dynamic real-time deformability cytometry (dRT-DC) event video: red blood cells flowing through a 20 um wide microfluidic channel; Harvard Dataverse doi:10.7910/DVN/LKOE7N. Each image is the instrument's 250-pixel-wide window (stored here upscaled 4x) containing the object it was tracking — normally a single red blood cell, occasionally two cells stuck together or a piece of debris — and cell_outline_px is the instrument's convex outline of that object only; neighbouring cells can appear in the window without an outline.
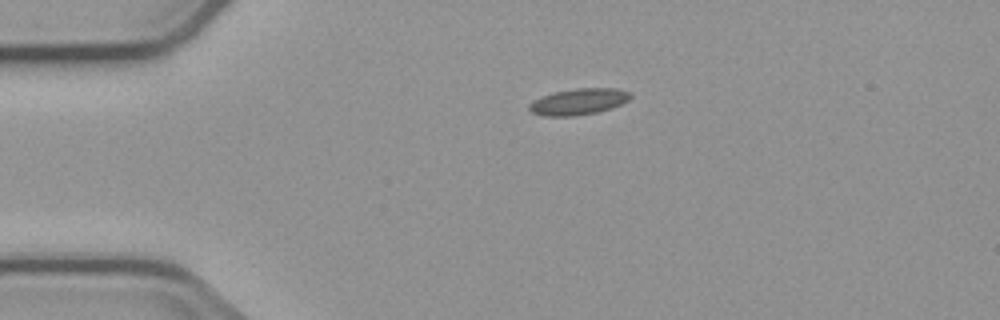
{"species": "common noctule bat (a hibernating species)", "species_latin": "Nyctalus noctula", "temperature_condition": "cold", "stored_images_in_passage": 2, "camera_frame_rate_fps": 3000, "um_per_image_px": 0.085, "animal": {"sex": "male", "body_mass_g": 23.1, "forearm_length_mm": 52.7}, "frame": {"image": 1, "passage_image": 1, "time_ms": 0.0, "image_size_px": [1000, 320], "cell_outline_px": [[632, 96], [628, 100], [620, 104], [596, 112], [576, 116], [544, 116], [532, 112], [528, 108], [528, 104], [532, 100], [540, 96], [556, 92], [576, 88], [616, 88], [628, 92]], "centroid_in_image_um": [49.12, 8.64], "position_along_channel_um": 35.9, "area_um2": 15.37}}